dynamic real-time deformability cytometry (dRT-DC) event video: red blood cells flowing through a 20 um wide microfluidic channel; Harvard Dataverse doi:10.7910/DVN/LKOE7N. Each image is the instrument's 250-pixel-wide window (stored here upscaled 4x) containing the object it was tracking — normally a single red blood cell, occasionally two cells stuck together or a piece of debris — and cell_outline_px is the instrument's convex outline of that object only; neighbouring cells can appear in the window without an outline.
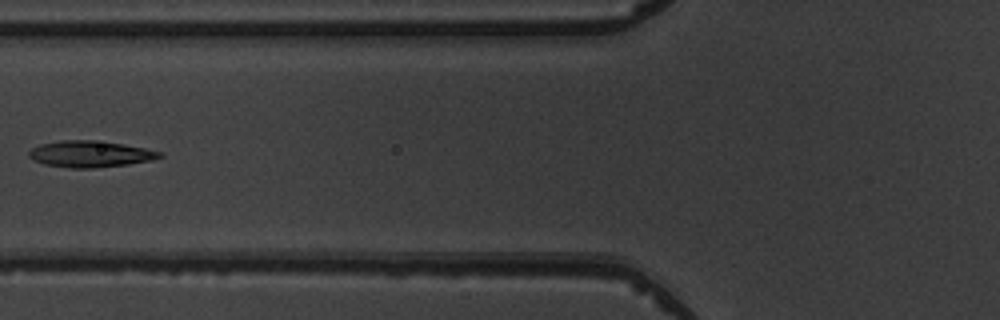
{"species": "common noctule bat (a hibernating species)", "species_latin": "Nyctalus noctula", "temperature_condition": "warm", "stored_images_in_passage": 6, "camera_frame_rate_fps": 3000, "um_per_image_px": 0.085, "animal": {"sex": "male", "body_mass_g": 19.5, "forearm_length_mm": 54.6}, "frame": {"image": 1, "passage_image": 5, "time_ms": 4.667, "image_size_px": [1000, 320], "cell_outline_px": [[164, 156], [152, 160], [128, 164], [92, 168], [68, 168], [44, 164], [32, 160], [28, 156], [28, 152], [32, 148], [40, 144], [60, 140], [92, 140], [120, 144], [144, 148], [160, 152]], "centroid_in_image_um": [7.61, 13.1], "position_along_channel_um": 118.2, "area_um2": 20.0}}
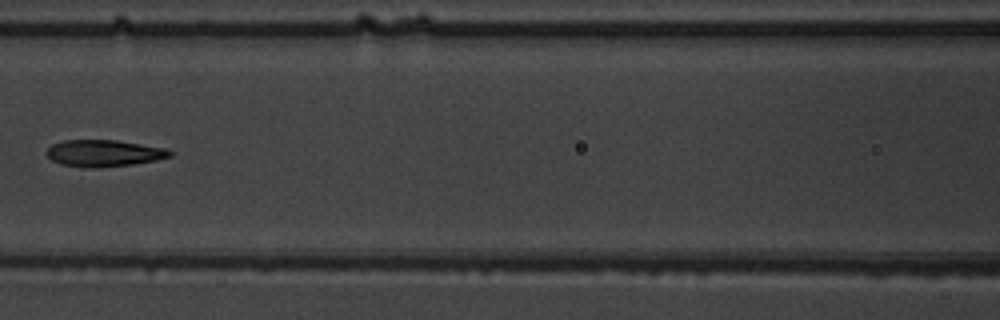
{"frame": {"image": 2, "passage_image": 6, "time_ms": 5.667, "image_size_px": [1000, 320], "cell_outline_px": [[172, 156], [156, 160], [132, 164], [92, 168], [60, 164], [52, 160], [44, 152], [52, 144], [64, 140], [116, 140], [164, 148], [172, 152]], "centroid_in_image_um": [8.79, 13.02], "position_along_channel_um": 157.8, "area_um2": 19.02}}